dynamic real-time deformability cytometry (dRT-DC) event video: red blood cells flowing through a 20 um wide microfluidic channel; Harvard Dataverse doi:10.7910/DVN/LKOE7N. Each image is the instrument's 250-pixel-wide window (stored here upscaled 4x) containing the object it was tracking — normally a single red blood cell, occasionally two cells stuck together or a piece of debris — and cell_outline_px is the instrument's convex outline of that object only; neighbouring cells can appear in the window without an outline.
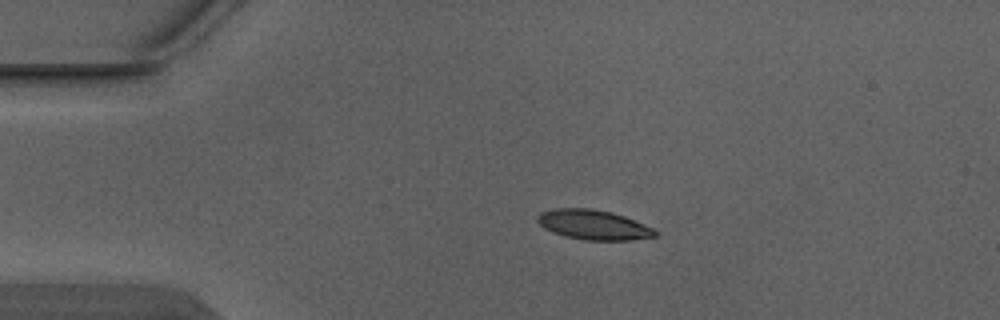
{"species": "Egyptian fruit bat (a non-hibernating species)", "species_latin": "Rousettus aegyptiacus", "temperature_condition": "warm", "stored_images_in_passage": 3, "camera_frame_rate_fps": 3000, "um_per_image_px": 0.085, "animal": {"sex": "male"}, "frame": {"image": 1, "passage_image": 2, "time_ms": 0.333, "image_size_px": [1000, 320], "cell_outline_px": [[660, 232], [656, 236], [632, 240], [584, 240], [564, 236], [552, 232], [544, 228], [536, 220], [536, 216], [540, 212], [552, 208], [592, 208], [612, 212], [624, 216], [652, 228]], "centroid_in_image_um": [50.41, 19.1], "position_along_channel_um": 34.6, "area_um2": 20.58}}